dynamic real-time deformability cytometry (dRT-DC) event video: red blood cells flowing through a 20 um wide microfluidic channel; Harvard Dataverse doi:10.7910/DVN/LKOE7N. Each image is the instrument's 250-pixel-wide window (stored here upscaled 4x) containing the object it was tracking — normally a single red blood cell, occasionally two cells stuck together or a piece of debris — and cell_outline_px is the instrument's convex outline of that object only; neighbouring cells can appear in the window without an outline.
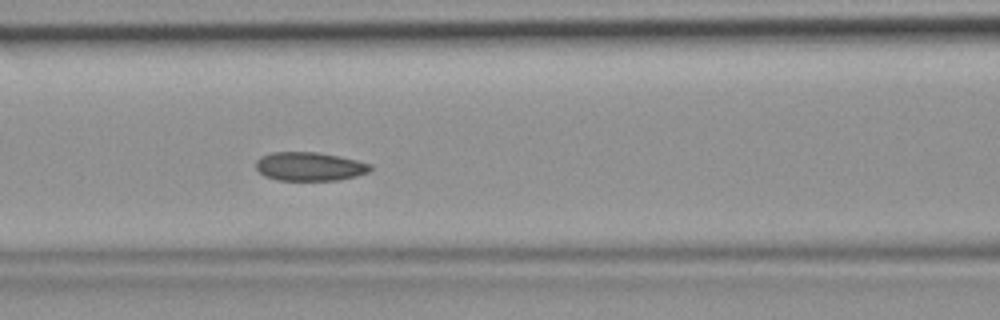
{"species": "common noctule bat (a hibernating species)", "species_latin": "Nyctalus noctula", "temperature_condition": "room temperature", "stored_images_in_passage": 46, "camera_frame_rate_fps": 3000, "um_per_image_px": 0.085, "animal": {"sex": "female", "body_mass_g": 19.9}, "frame": {"image": 1, "passage_image": 20, "time_ms": 6.333, "image_size_px": [1000, 320], "cell_outline_px": [[372, 168], [368, 172], [356, 176], [340, 180], [276, 180], [264, 176], [256, 168], [256, 160], [260, 156], [272, 152], [316, 152], [340, 156], [372, 164]], "centroid_in_image_um": [26.3, 14.15], "position_along_channel_um": 140.3, "area_um2": 19.25}}
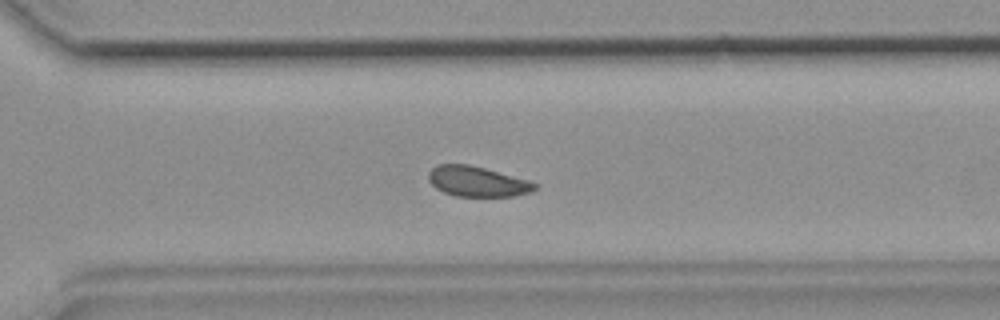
{"frame": {"image": 2, "passage_image": 33, "time_ms": 10.667, "image_size_px": [1000, 320], "cell_outline_px": [[540, 184], [532, 192], [512, 196], [456, 196], [444, 192], [436, 188], [428, 180], [428, 172], [436, 164], [468, 164], [484, 168], [528, 180]], "centroid_in_image_um": [40.56, 15.42], "position_along_channel_um": 330.0, "area_um2": 18.73}}
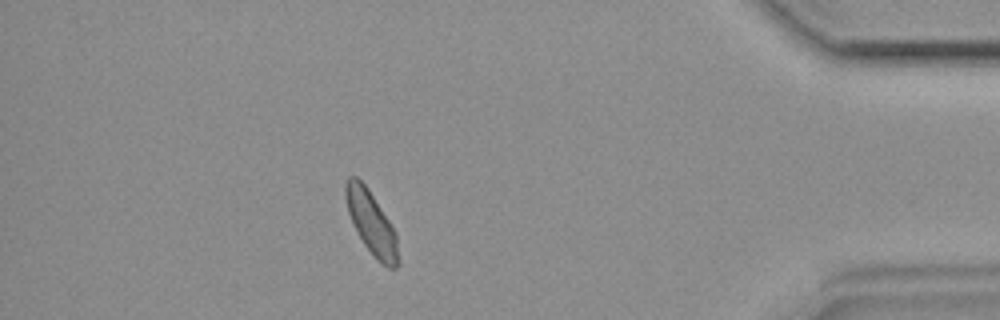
{"frame": {"image": 3, "passage_image": 41, "time_ms": 13.333, "image_size_px": [1000, 320], "cell_outline_px": [[400, 264], [396, 268], [388, 268], [380, 264], [376, 260], [364, 244], [352, 224], [348, 212], [344, 196], [344, 184], [348, 176], [356, 176], [368, 188], [396, 232], [400, 260]], "centroid_in_image_um": [31.57, 18.98], "position_along_channel_um": 403.6, "area_um2": 19.71}}